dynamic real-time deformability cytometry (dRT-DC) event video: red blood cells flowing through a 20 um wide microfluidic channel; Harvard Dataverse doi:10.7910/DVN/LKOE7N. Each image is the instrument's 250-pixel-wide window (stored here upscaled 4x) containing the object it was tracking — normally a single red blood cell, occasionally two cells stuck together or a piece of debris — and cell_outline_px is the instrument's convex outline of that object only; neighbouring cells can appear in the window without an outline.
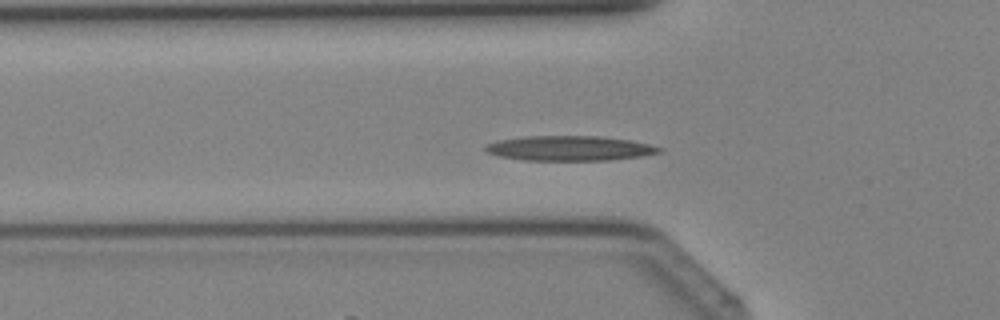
{"species": "Egyptian fruit bat (a non-hibernating species)", "species_latin": "Rousettus aegyptiacus", "temperature_condition": "cold", "stored_images_in_passage": 36, "camera_frame_rate_fps": 3000, "um_per_image_px": 0.085, "animal": {"sex": "female"}, "frame": {"image": 1, "passage_image": 12, "time_ms": 3.667, "image_size_px": [1000, 320], "cell_outline_px": [[664, 152], [644, 156], [608, 160], [524, 160], [500, 156], [488, 152], [484, 148], [488, 144], [496, 140], [524, 136], [596, 136], [628, 140], [648, 144], [664, 148]], "centroid_in_image_um": [48.45, 12.6], "position_along_channel_um": 77.3, "area_um2": 25.14}}
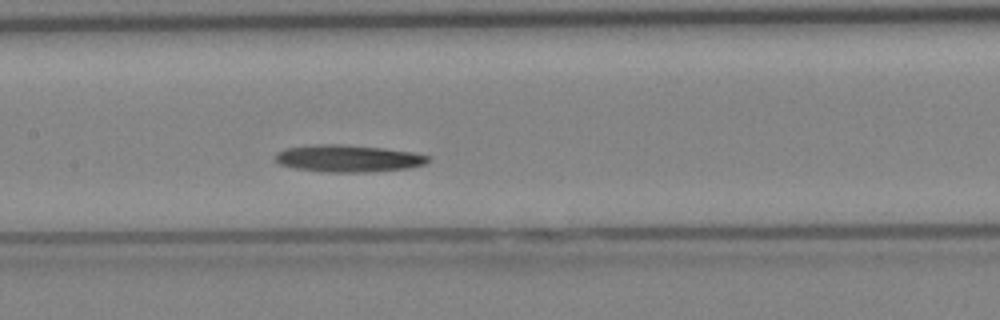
{"frame": {"image": 2, "passage_image": 18, "time_ms": 5.667, "image_size_px": [1000, 320], "cell_outline_px": [[432, 160], [424, 164], [408, 168], [368, 172], [320, 172], [296, 168], [280, 164], [276, 160], [276, 152], [284, 148], [316, 144], [340, 144], [384, 148], [412, 152], [432, 156]], "centroid_in_image_um": [29.62, 13.46], "position_along_channel_um": 177.8, "area_um2": 24.28}}
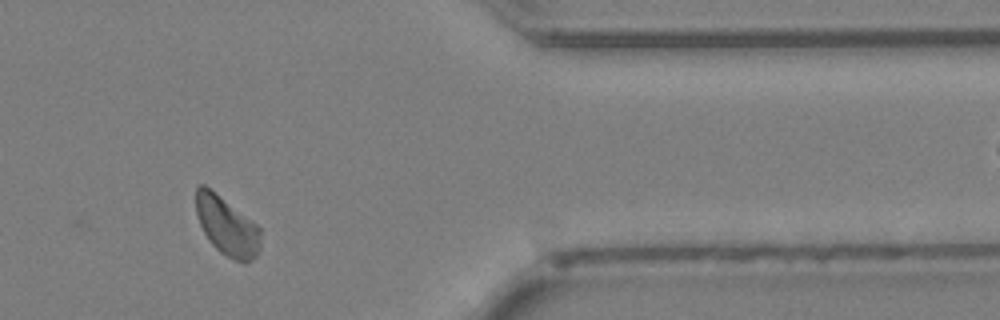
{"frame": {"image": 3, "passage_image": 32, "time_ms": 10.333, "image_size_px": [1000, 320], "cell_outline_px": [[260, 248], [256, 256], [244, 264], [220, 252], [212, 244], [204, 232], [200, 224], [196, 212], [196, 184], [204, 184], [256, 224], [260, 228]], "centroid_in_image_um": [19.28, 19.22], "position_along_channel_um": 392.1, "area_um2": 21.73}}